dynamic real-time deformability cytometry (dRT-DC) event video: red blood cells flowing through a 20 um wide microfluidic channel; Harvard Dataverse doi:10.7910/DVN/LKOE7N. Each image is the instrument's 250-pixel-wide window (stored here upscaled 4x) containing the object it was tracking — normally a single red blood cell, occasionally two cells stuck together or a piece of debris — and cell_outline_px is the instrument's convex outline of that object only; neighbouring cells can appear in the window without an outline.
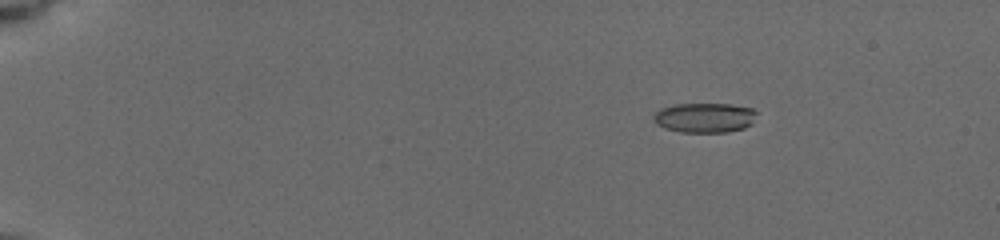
{"species": "common noctule bat (a hibernating species)", "species_latin": "Nyctalus noctula", "temperature_condition": "cold", "stored_images_in_passage": 9, "camera_frame_rate_fps": 3000, "um_per_image_px": 0.085, "animal": {"sex": "female", "body_mass_g": 19.5, "forearm_length_mm": 54.1}, "frame": {"image": 1, "passage_image": 4, "time_ms": 3.333, "image_size_px": [1000, 240], "cell_outline_px": [[756, 112], [752, 124], [744, 128], [728, 132], [680, 132], [664, 128], [656, 124], [652, 120], [652, 116], [660, 108], [676, 104], [728, 104], [752, 108]], "centroid_in_image_um": [59.85, 10.01], "position_along_channel_um": 25.1, "area_um2": 17.98}}
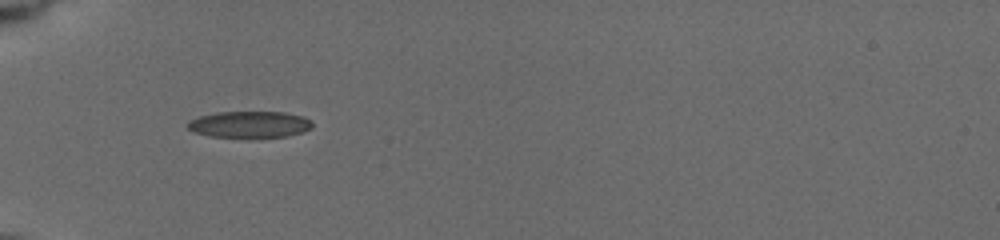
{"frame": {"image": 2, "passage_image": 8, "time_ms": 7.0, "image_size_px": [1000, 240], "cell_outline_px": [[312, 128], [300, 132], [284, 136], [212, 136], [196, 132], [188, 128], [184, 124], [200, 116], [216, 112], [284, 112], [304, 116], [312, 120]], "centroid_in_image_um": [21.24, 10.54], "position_along_channel_um": 63.8, "area_um2": 18.79}}
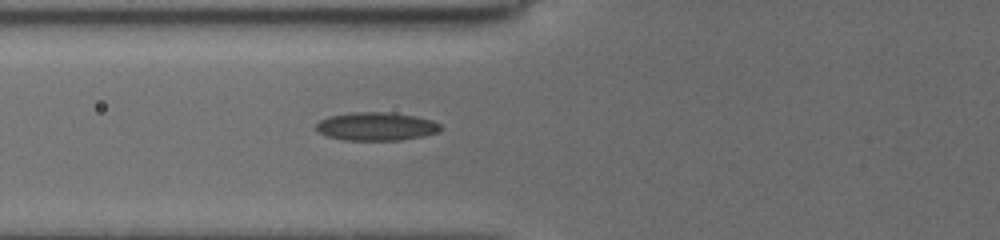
{"frame": {"image": 3, "passage_image": 9, "time_ms": 8.0, "image_size_px": [1000, 240], "cell_outline_px": [[440, 132], [424, 136], [400, 140], [344, 140], [328, 136], [320, 132], [316, 128], [316, 124], [320, 120], [328, 116], [352, 112], [388, 112], [416, 116], [432, 120], [440, 124]], "centroid_in_image_um": [32.0, 10.74], "position_along_channel_um": 93.8, "area_um2": 20.52}}